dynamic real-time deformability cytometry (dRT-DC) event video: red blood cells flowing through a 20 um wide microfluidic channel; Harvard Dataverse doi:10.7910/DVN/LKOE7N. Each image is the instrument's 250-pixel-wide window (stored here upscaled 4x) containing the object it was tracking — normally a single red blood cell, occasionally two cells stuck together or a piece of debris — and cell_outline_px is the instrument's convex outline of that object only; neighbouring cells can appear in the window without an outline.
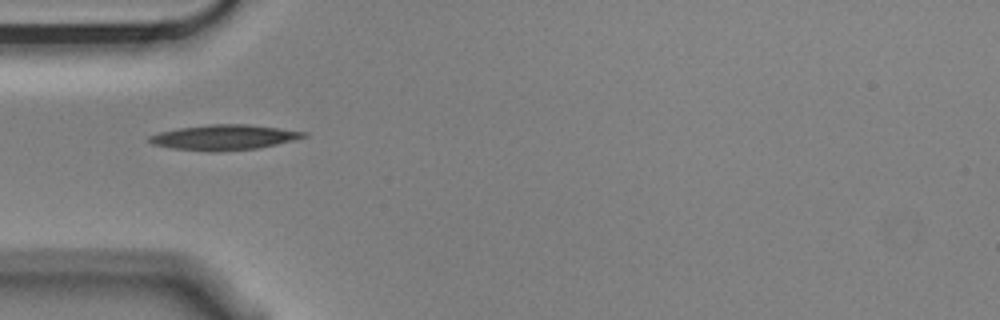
{"species": "Egyptian fruit bat (a non-hibernating species)", "species_latin": "Rousettus aegyptiacus", "temperature_condition": "cold", "stored_images_in_passage": 2, "camera_frame_rate_fps": 3000, "um_per_image_px": 0.085, "animal": {"sex": "male"}, "frame": {"image": 1, "passage_image": 1, "time_ms": 0.0, "image_size_px": [1000, 320], "cell_outline_px": [[308, 136], [276, 144], [256, 148], [220, 152], [212, 152], [172, 148], [152, 144], [148, 140], [148, 136], [160, 132], [180, 128], [208, 124], [248, 124], [308, 132]], "centroid_in_image_um": [19.03, 11.67], "position_along_channel_um": 66.0, "area_um2": 22.6}}
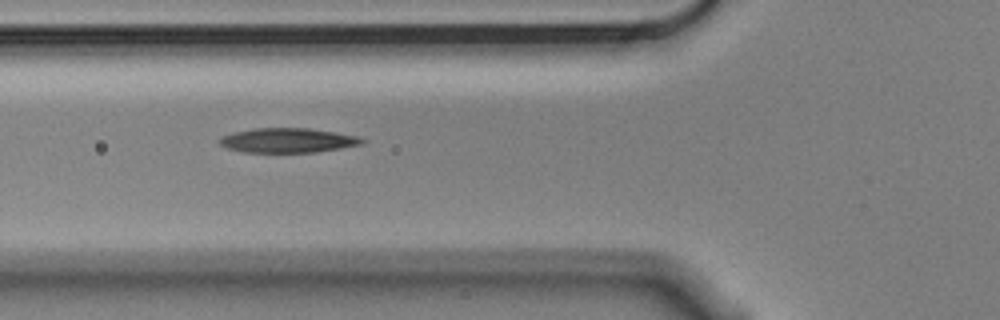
{"frame": {"image": 2, "passage_image": 2, "time_ms": 0.333, "image_size_px": [1000, 320], "cell_outline_px": [[368, 140], [364, 144], [316, 152], [244, 152], [228, 148], [220, 144], [220, 136], [232, 132], [252, 128], [308, 128], [356, 136]], "centroid_in_image_um": [24.45, 11.93], "position_along_channel_um": 101.3, "area_um2": 20.35}}